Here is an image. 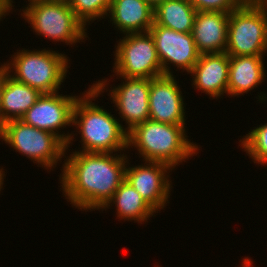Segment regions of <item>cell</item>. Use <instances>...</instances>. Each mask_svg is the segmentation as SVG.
I'll list each match as a JSON object with an SVG mask.
<instances>
[{
    "label": "cell",
    "instance_id": "cell-6",
    "mask_svg": "<svg viewBox=\"0 0 267 267\" xmlns=\"http://www.w3.org/2000/svg\"><path fill=\"white\" fill-rule=\"evenodd\" d=\"M0 139L19 154L26 155L34 163L50 170L56 167L66 152V144L57 135L35 128L22 120L6 122L0 131Z\"/></svg>",
    "mask_w": 267,
    "mask_h": 267
},
{
    "label": "cell",
    "instance_id": "cell-3",
    "mask_svg": "<svg viewBox=\"0 0 267 267\" xmlns=\"http://www.w3.org/2000/svg\"><path fill=\"white\" fill-rule=\"evenodd\" d=\"M185 128L148 119L128 132V149L136 147L145 162H163L174 169L199 150L187 138Z\"/></svg>",
    "mask_w": 267,
    "mask_h": 267
},
{
    "label": "cell",
    "instance_id": "cell-11",
    "mask_svg": "<svg viewBox=\"0 0 267 267\" xmlns=\"http://www.w3.org/2000/svg\"><path fill=\"white\" fill-rule=\"evenodd\" d=\"M125 168V180L144 198L156 211H160L169 203L168 198L172 188L168 177L173 168L163 162L146 161L143 165ZM169 171V173H168ZM167 173V174H166Z\"/></svg>",
    "mask_w": 267,
    "mask_h": 267
},
{
    "label": "cell",
    "instance_id": "cell-20",
    "mask_svg": "<svg viewBox=\"0 0 267 267\" xmlns=\"http://www.w3.org/2000/svg\"><path fill=\"white\" fill-rule=\"evenodd\" d=\"M197 10L188 0H166L154 9V24L191 33Z\"/></svg>",
    "mask_w": 267,
    "mask_h": 267
},
{
    "label": "cell",
    "instance_id": "cell-27",
    "mask_svg": "<svg viewBox=\"0 0 267 267\" xmlns=\"http://www.w3.org/2000/svg\"><path fill=\"white\" fill-rule=\"evenodd\" d=\"M146 1L153 9H155L159 4L165 2L166 0H144Z\"/></svg>",
    "mask_w": 267,
    "mask_h": 267
},
{
    "label": "cell",
    "instance_id": "cell-10",
    "mask_svg": "<svg viewBox=\"0 0 267 267\" xmlns=\"http://www.w3.org/2000/svg\"><path fill=\"white\" fill-rule=\"evenodd\" d=\"M149 32L155 42L163 75H173L170 71V64L188 73L193 69L200 53L196 48L192 33L177 32L158 24H153Z\"/></svg>",
    "mask_w": 267,
    "mask_h": 267
},
{
    "label": "cell",
    "instance_id": "cell-29",
    "mask_svg": "<svg viewBox=\"0 0 267 267\" xmlns=\"http://www.w3.org/2000/svg\"><path fill=\"white\" fill-rule=\"evenodd\" d=\"M251 265H252L251 258L249 259L248 257H246L243 259L242 267H252Z\"/></svg>",
    "mask_w": 267,
    "mask_h": 267
},
{
    "label": "cell",
    "instance_id": "cell-2",
    "mask_svg": "<svg viewBox=\"0 0 267 267\" xmlns=\"http://www.w3.org/2000/svg\"><path fill=\"white\" fill-rule=\"evenodd\" d=\"M106 82L107 79H102L93 83L75 102L72 125L80 130L83 148L78 151L115 153L128 148V132L119 119L92 102L107 90Z\"/></svg>",
    "mask_w": 267,
    "mask_h": 267
},
{
    "label": "cell",
    "instance_id": "cell-15",
    "mask_svg": "<svg viewBox=\"0 0 267 267\" xmlns=\"http://www.w3.org/2000/svg\"><path fill=\"white\" fill-rule=\"evenodd\" d=\"M229 14L213 11L196 13L191 33L200 54L226 51Z\"/></svg>",
    "mask_w": 267,
    "mask_h": 267
},
{
    "label": "cell",
    "instance_id": "cell-4",
    "mask_svg": "<svg viewBox=\"0 0 267 267\" xmlns=\"http://www.w3.org/2000/svg\"><path fill=\"white\" fill-rule=\"evenodd\" d=\"M19 51L12 55L11 62L2 64L8 73L15 71L10 76L41 93L58 92L70 68L68 57L46 49Z\"/></svg>",
    "mask_w": 267,
    "mask_h": 267
},
{
    "label": "cell",
    "instance_id": "cell-23",
    "mask_svg": "<svg viewBox=\"0 0 267 267\" xmlns=\"http://www.w3.org/2000/svg\"><path fill=\"white\" fill-rule=\"evenodd\" d=\"M199 11L230 13L239 7L237 0H188Z\"/></svg>",
    "mask_w": 267,
    "mask_h": 267
},
{
    "label": "cell",
    "instance_id": "cell-1",
    "mask_svg": "<svg viewBox=\"0 0 267 267\" xmlns=\"http://www.w3.org/2000/svg\"><path fill=\"white\" fill-rule=\"evenodd\" d=\"M113 154V155H112ZM75 151L62 166L63 194L80 210H100L125 180L127 155Z\"/></svg>",
    "mask_w": 267,
    "mask_h": 267
},
{
    "label": "cell",
    "instance_id": "cell-22",
    "mask_svg": "<svg viewBox=\"0 0 267 267\" xmlns=\"http://www.w3.org/2000/svg\"><path fill=\"white\" fill-rule=\"evenodd\" d=\"M112 0H67L76 18L86 27L87 22L108 15ZM97 18V19H96Z\"/></svg>",
    "mask_w": 267,
    "mask_h": 267
},
{
    "label": "cell",
    "instance_id": "cell-24",
    "mask_svg": "<svg viewBox=\"0 0 267 267\" xmlns=\"http://www.w3.org/2000/svg\"><path fill=\"white\" fill-rule=\"evenodd\" d=\"M241 7H267V0H237Z\"/></svg>",
    "mask_w": 267,
    "mask_h": 267
},
{
    "label": "cell",
    "instance_id": "cell-21",
    "mask_svg": "<svg viewBox=\"0 0 267 267\" xmlns=\"http://www.w3.org/2000/svg\"><path fill=\"white\" fill-rule=\"evenodd\" d=\"M239 142L254 163L267 164V123L249 131Z\"/></svg>",
    "mask_w": 267,
    "mask_h": 267
},
{
    "label": "cell",
    "instance_id": "cell-26",
    "mask_svg": "<svg viewBox=\"0 0 267 267\" xmlns=\"http://www.w3.org/2000/svg\"><path fill=\"white\" fill-rule=\"evenodd\" d=\"M40 1H44V0H28L29 4L28 5H31L33 3H37V2H40ZM13 1L12 0H3V4H4V7L7 11V13L11 12L10 10L13 9V5H12Z\"/></svg>",
    "mask_w": 267,
    "mask_h": 267
},
{
    "label": "cell",
    "instance_id": "cell-5",
    "mask_svg": "<svg viewBox=\"0 0 267 267\" xmlns=\"http://www.w3.org/2000/svg\"><path fill=\"white\" fill-rule=\"evenodd\" d=\"M21 15L38 35L66 45L82 42L86 27L76 18L67 0H44L27 5Z\"/></svg>",
    "mask_w": 267,
    "mask_h": 267
},
{
    "label": "cell",
    "instance_id": "cell-12",
    "mask_svg": "<svg viewBox=\"0 0 267 267\" xmlns=\"http://www.w3.org/2000/svg\"><path fill=\"white\" fill-rule=\"evenodd\" d=\"M174 75L150 79L149 119L173 125H185V105Z\"/></svg>",
    "mask_w": 267,
    "mask_h": 267
},
{
    "label": "cell",
    "instance_id": "cell-8",
    "mask_svg": "<svg viewBox=\"0 0 267 267\" xmlns=\"http://www.w3.org/2000/svg\"><path fill=\"white\" fill-rule=\"evenodd\" d=\"M115 48L113 72L119 78H148L163 75L150 32L125 34Z\"/></svg>",
    "mask_w": 267,
    "mask_h": 267
},
{
    "label": "cell",
    "instance_id": "cell-30",
    "mask_svg": "<svg viewBox=\"0 0 267 267\" xmlns=\"http://www.w3.org/2000/svg\"><path fill=\"white\" fill-rule=\"evenodd\" d=\"M3 170H4L3 168L0 169V191L3 187V183H4L3 181H4V176H5V173Z\"/></svg>",
    "mask_w": 267,
    "mask_h": 267
},
{
    "label": "cell",
    "instance_id": "cell-7",
    "mask_svg": "<svg viewBox=\"0 0 267 267\" xmlns=\"http://www.w3.org/2000/svg\"><path fill=\"white\" fill-rule=\"evenodd\" d=\"M228 55L264 56L267 53V7H241L230 12Z\"/></svg>",
    "mask_w": 267,
    "mask_h": 267
},
{
    "label": "cell",
    "instance_id": "cell-17",
    "mask_svg": "<svg viewBox=\"0 0 267 267\" xmlns=\"http://www.w3.org/2000/svg\"><path fill=\"white\" fill-rule=\"evenodd\" d=\"M264 56L229 55L227 94L239 96L258 87L266 78Z\"/></svg>",
    "mask_w": 267,
    "mask_h": 267
},
{
    "label": "cell",
    "instance_id": "cell-16",
    "mask_svg": "<svg viewBox=\"0 0 267 267\" xmlns=\"http://www.w3.org/2000/svg\"><path fill=\"white\" fill-rule=\"evenodd\" d=\"M108 13L124 35L148 32L154 24V9L144 0H112Z\"/></svg>",
    "mask_w": 267,
    "mask_h": 267
},
{
    "label": "cell",
    "instance_id": "cell-28",
    "mask_svg": "<svg viewBox=\"0 0 267 267\" xmlns=\"http://www.w3.org/2000/svg\"><path fill=\"white\" fill-rule=\"evenodd\" d=\"M7 11L4 7L3 0H0V20L7 15Z\"/></svg>",
    "mask_w": 267,
    "mask_h": 267
},
{
    "label": "cell",
    "instance_id": "cell-9",
    "mask_svg": "<svg viewBox=\"0 0 267 267\" xmlns=\"http://www.w3.org/2000/svg\"><path fill=\"white\" fill-rule=\"evenodd\" d=\"M78 97L63 96L58 92L42 93L20 120L40 130L54 133L66 144L67 150L74 137L68 133L61 134L59 130L72 125L73 108Z\"/></svg>",
    "mask_w": 267,
    "mask_h": 267
},
{
    "label": "cell",
    "instance_id": "cell-25",
    "mask_svg": "<svg viewBox=\"0 0 267 267\" xmlns=\"http://www.w3.org/2000/svg\"><path fill=\"white\" fill-rule=\"evenodd\" d=\"M4 80H5V68L1 65L0 66V131L3 128V125L5 124L2 118V108H1Z\"/></svg>",
    "mask_w": 267,
    "mask_h": 267
},
{
    "label": "cell",
    "instance_id": "cell-13",
    "mask_svg": "<svg viewBox=\"0 0 267 267\" xmlns=\"http://www.w3.org/2000/svg\"><path fill=\"white\" fill-rule=\"evenodd\" d=\"M122 84L111 87L109 92L119 115L126 122V131H131L136 125L149 119V90L148 78H123ZM113 89V90H112Z\"/></svg>",
    "mask_w": 267,
    "mask_h": 267
},
{
    "label": "cell",
    "instance_id": "cell-14",
    "mask_svg": "<svg viewBox=\"0 0 267 267\" xmlns=\"http://www.w3.org/2000/svg\"><path fill=\"white\" fill-rule=\"evenodd\" d=\"M192 85L213 99L227 94L229 55L226 52L200 54L197 63L189 72Z\"/></svg>",
    "mask_w": 267,
    "mask_h": 267
},
{
    "label": "cell",
    "instance_id": "cell-18",
    "mask_svg": "<svg viewBox=\"0 0 267 267\" xmlns=\"http://www.w3.org/2000/svg\"><path fill=\"white\" fill-rule=\"evenodd\" d=\"M41 94L39 90L16 81L5 69L1 102L3 121L6 123L11 120H20Z\"/></svg>",
    "mask_w": 267,
    "mask_h": 267
},
{
    "label": "cell",
    "instance_id": "cell-19",
    "mask_svg": "<svg viewBox=\"0 0 267 267\" xmlns=\"http://www.w3.org/2000/svg\"><path fill=\"white\" fill-rule=\"evenodd\" d=\"M111 203L116 206L117 217L124 221L134 220L142 224V222L146 223L154 213H157L127 180L120 184L102 211L109 209Z\"/></svg>",
    "mask_w": 267,
    "mask_h": 267
}]
</instances>
